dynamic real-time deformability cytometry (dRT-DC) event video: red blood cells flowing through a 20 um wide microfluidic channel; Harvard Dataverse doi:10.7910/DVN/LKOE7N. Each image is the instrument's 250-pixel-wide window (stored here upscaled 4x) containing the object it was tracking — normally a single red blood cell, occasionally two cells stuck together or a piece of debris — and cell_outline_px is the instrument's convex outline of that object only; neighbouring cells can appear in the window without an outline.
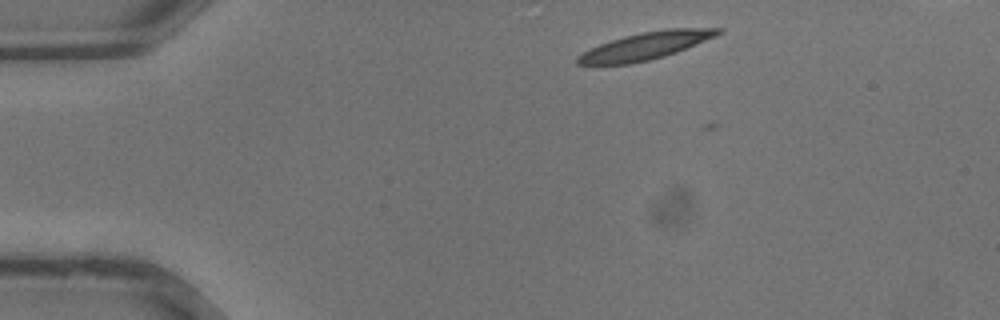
{"species": "common noctule bat (a hibernating species)", "species_latin": "Nyctalus noctula", "temperature_condition": "warm", "stored_images_in_passage": 3, "camera_frame_rate_fps": 3000, "um_per_image_px": 0.085, "animal": {"sex": "male", "body_mass_g": 13.3}, "frame": {"image": 1, "passage_image": 2, "time_ms": 0.333, "image_size_px": [1000, 320], "cell_outline_px": [[720, 32], [716, 36], [676, 52], [664, 56], [648, 60], [628, 64], [576, 64], [576, 60], [584, 52], [600, 44], [624, 36], [640, 32], [668, 28], [720, 28]], "centroid_in_image_um": [54.9, 3.89], "position_along_channel_um": 30.1, "area_um2": 21.85}}